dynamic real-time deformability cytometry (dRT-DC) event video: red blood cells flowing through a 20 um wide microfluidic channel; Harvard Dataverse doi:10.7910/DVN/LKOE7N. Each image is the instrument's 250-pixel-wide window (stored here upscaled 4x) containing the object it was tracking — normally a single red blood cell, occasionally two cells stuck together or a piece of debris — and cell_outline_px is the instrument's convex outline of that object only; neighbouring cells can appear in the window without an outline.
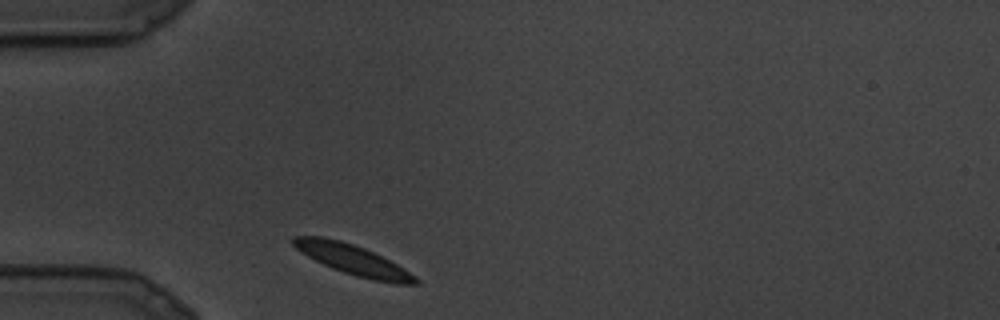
{"species": "common noctule bat (a hibernating species)", "species_latin": "Nyctalus noctula", "temperature_condition": "cold", "stored_images_in_passage": 3, "camera_frame_rate_fps": 3000, "um_per_image_px": 0.085, "animal": {"sex": "male", "body_mass_g": 19.5, "forearm_length_mm": 54.6}, "frame": {"image": 1, "passage_image": 1, "time_ms": 0.0, "image_size_px": [1000, 320], "cell_outline_px": [[420, 284], [396, 284], [372, 280], [356, 276], [332, 268], [308, 256], [296, 248], [292, 244], [292, 236], [324, 236], [340, 240], [364, 248], [396, 264], [416, 276], [420, 280]], "centroid_in_image_um": [30.01, 22.09], "position_along_channel_um": 55.0, "area_um2": 21.21}}
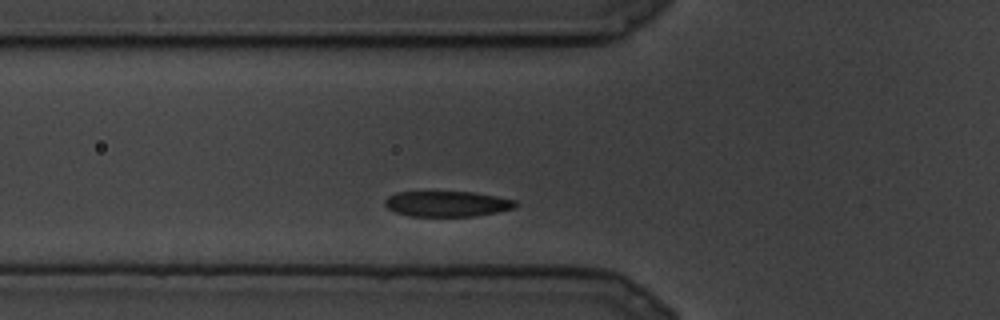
{"frame": {"image": 2, "passage_image": 3, "time_ms": 0.667, "image_size_px": [1000, 320], "cell_outline_px": [[516, 208], [476, 216], [408, 216], [396, 212], [388, 208], [384, 204], [384, 200], [388, 196], [396, 192], [476, 192], [516, 200]], "centroid_in_image_um": [38.0, 17.32], "position_along_channel_um": 87.8, "area_um2": 19.48}}